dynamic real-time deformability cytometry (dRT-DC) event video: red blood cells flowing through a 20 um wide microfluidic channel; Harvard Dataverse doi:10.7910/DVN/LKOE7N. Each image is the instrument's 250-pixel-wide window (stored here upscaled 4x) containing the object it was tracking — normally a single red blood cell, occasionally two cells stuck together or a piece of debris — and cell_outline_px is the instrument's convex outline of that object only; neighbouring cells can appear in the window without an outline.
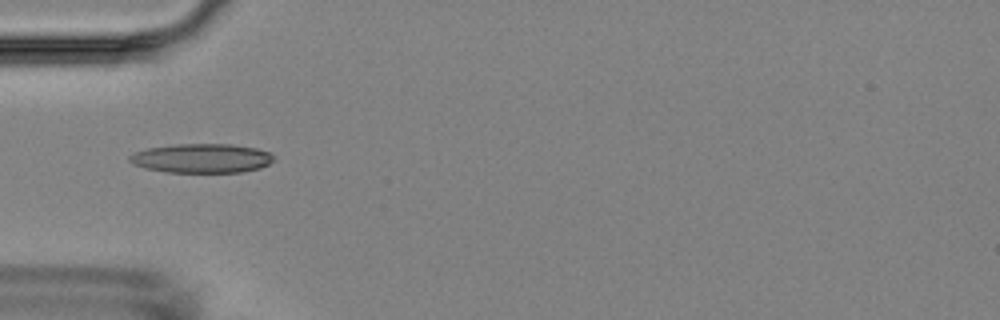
{"species": "Egyptian fruit bat (a non-hibernating species)", "species_latin": "Rousettus aegyptiacus", "temperature_condition": "room temperature", "stored_images_in_passage": 14, "camera_frame_rate_fps": 3000, "um_per_image_px": 0.085, "animal": {"sex": "female"}, "frame": {"image": 1, "passage_image": 4, "time_ms": 4.333, "image_size_px": [1000, 320], "cell_outline_px": [[272, 160], [268, 164], [260, 168], [240, 172], [168, 172], [144, 168], [132, 164], [128, 160], [128, 156], [136, 152], [148, 148], [176, 144], [232, 144], [256, 148], [268, 152], [272, 156]], "centroid_in_image_um": [17.1, 13.45], "position_along_channel_um": 67.9, "area_um2": 24.39}}
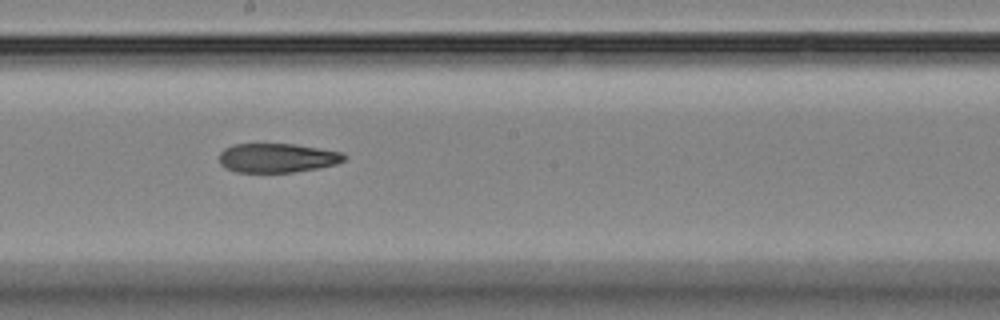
{"frame": {"image": 2, "passage_image": 8, "time_ms": 8.667, "image_size_px": [1000, 320], "cell_outline_px": [[348, 156], [344, 160], [336, 164], [316, 168], [292, 172], [236, 172], [224, 168], [220, 164], [220, 152], [224, 148], [232, 144], [296, 144], [344, 152]], "centroid_in_image_um": [23.57, 13.41], "position_along_channel_um": 224.6, "area_um2": 21.39}}
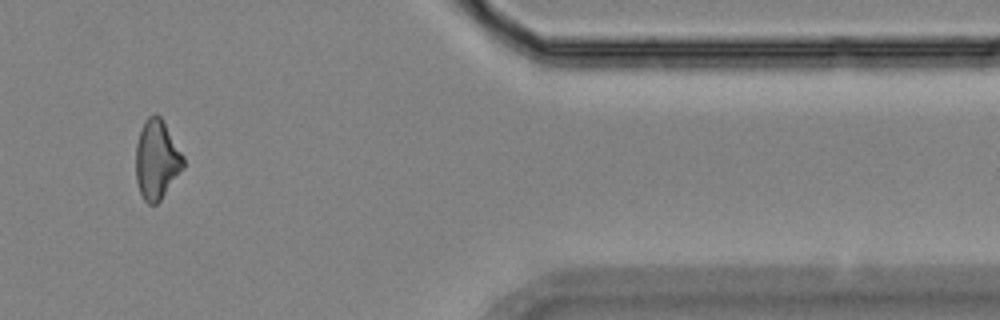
{"frame": {"image": 3, "passage_image": 12, "time_ms": 14.333, "image_size_px": [1000, 320], "cell_outline_px": [[184, 168], [160, 200], [156, 204], [148, 204], [144, 200], [140, 192], [136, 180], [136, 144], [140, 128], [144, 120], [148, 116], [156, 112], [160, 116], [184, 156]], "centroid_in_image_um": [13.31, 13.55], "position_along_channel_um": 398.1, "area_um2": 22.02}, "authors_computed_cell_mechanics": {"area_um2": 22.2819, "velocity_mm_per_s": 3.6121, "shape_relaxation_time_tau1_ms": null, "shape_relaxation_time_tau2_ms": 9.1669, "deformation_change_tau1": null, "deformation_change_tau2": 0.2013}}